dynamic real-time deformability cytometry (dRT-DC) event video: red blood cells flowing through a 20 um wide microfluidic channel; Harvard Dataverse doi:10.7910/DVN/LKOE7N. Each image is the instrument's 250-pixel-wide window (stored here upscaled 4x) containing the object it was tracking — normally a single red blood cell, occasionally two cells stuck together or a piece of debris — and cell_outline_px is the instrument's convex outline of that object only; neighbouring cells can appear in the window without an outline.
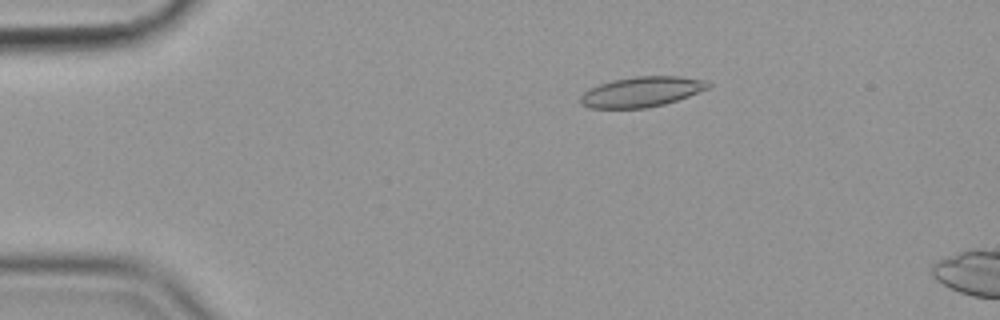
{"species": "common noctule bat (a hibernating species)", "species_latin": "Nyctalus noctula", "temperature_condition": "cold", "stored_images_in_passage": 5, "camera_frame_rate_fps": 3000, "um_per_image_px": 0.085, "animal": {"sex": "female", "body_mass_g": 19.9}, "frame": {"image": 1, "passage_image": 1, "time_ms": 0.0, "image_size_px": [1000, 320], "cell_outline_px": [[712, 88], [664, 104], [644, 108], [588, 108], [580, 104], [580, 96], [584, 92], [600, 84], [612, 80], [636, 76], [680, 76], [704, 80], [712, 84]], "centroid_in_image_um": [54.56, 7.8], "position_along_channel_um": 30.4, "area_um2": 22.48}}